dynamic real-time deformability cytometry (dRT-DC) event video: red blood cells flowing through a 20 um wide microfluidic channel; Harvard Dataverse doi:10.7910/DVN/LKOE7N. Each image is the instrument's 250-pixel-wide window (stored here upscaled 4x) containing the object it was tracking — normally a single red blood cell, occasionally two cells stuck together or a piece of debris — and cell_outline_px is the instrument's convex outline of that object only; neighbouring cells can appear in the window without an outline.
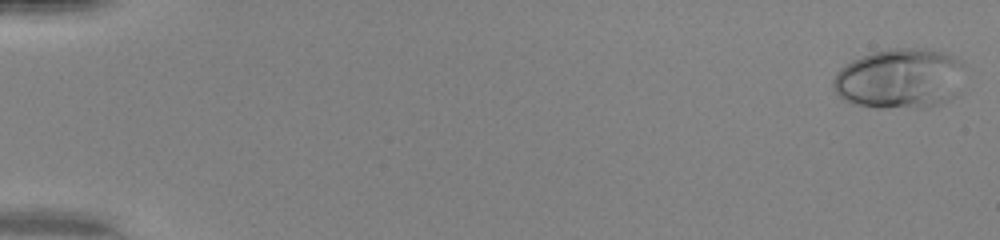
{"species": "human", "species_latin": "Homo sapiens", "temperature_condition": "warm", "stored_images_in_passage": 50, "camera_frame_rate_fps": 3000, "um_per_image_px": 0.085, "donor": {"sex": "female"}, "frame": {"image": 1, "passage_image": 1, "time_ms": 0.0, "image_size_px": [1000, 240], "cell_outline_px": [[964, 64], [960, 92], [952, 100], [940, 104], [920, 108], [876, 108], [856, 104], [844, 100], [832, 88], [832, 80], [836, 72], [840, 68], [852, 60], [872, 52], [888, 48], [924, 48], [940, 52], [952, 56], [960, 60]], "centroid_in_image_um": [76.5, 6.69], "position_along_channel_um": 8.5, "area_um2": 46.88}}
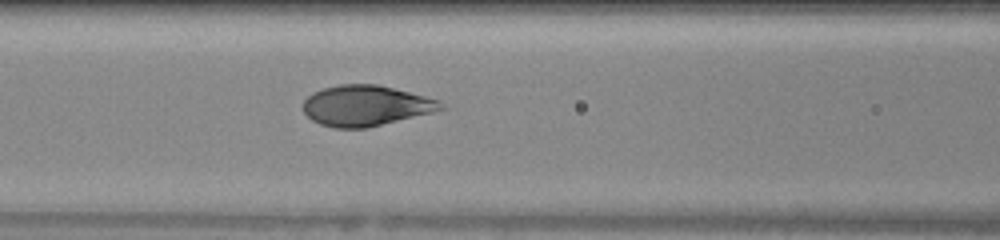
{"frame": {"image": 2, "passage_image": 23, "time_ms": 7.333, "image_size_px": [1000, 240], "cell_outline_px": [[448, 108], [368, 128], [336, 128], [320, 124], [312, 120], [304, 112], [304, 100], [312, 92], [324, 88], [340, 84], [376, 84], [440, 100]], "centroid_in_image_um": [31.1, 8.98], "position_along_channel_um": 135.5, "area_um2": 32.43}}
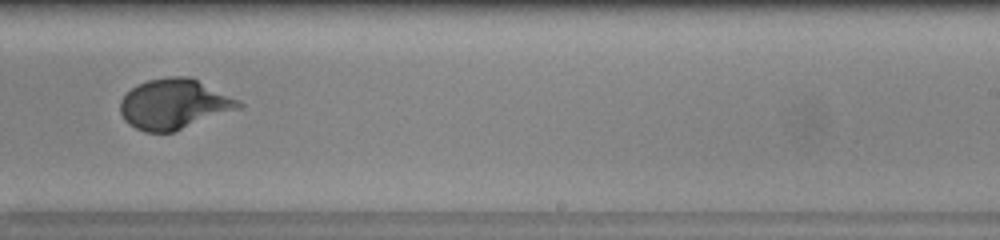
{"frame": {"image": 3, "passage_image": 33, "time_ms": 10.667, "image_size_px": [1000, 240], "cell_outline_px": [[244, 104], [240, 108], [172, 132], [144, 132], [128, 124], [124, 120], [120, 112], [120, 100], [136, 84], [148, 80], [168, 76], [192, 76], [240, 100]], "centroid_in_image_um": [14.8, 8.83], "position_along_channel_um": 274.2, "area_um2": 34.74}, "authors_computed_cell_mechanics": {"area_um2": 34.7089, "velocity_mm_per_s": 4.1717, "shape_relaxation_time_tau1_ms": 3.451, "shape_relaxation_time_tau2_ms": null, "deformation_change_tau1": 0.2277, "deformation_change_tau2": null}}